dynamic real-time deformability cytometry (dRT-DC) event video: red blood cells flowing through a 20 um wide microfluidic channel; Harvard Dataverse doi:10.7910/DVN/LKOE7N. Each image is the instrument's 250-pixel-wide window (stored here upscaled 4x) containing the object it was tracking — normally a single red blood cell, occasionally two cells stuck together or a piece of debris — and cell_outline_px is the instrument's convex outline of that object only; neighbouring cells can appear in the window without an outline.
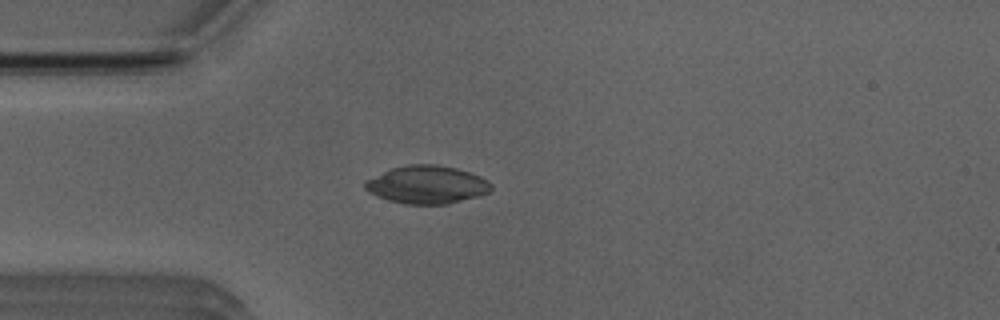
{"species": "Egyptian fruit bat (a non-hibernating species)", "species_latin": "Rousettus aegyptiacus", "temperature_condition": "room temperature", "stored_images_in_passage": 8, "camera_frame_rate_fps": 3000, "um_per_image_px": 0.085, "animal": {"sex": "male"}, "frame": {"image": 1, "passage_image": 1, "time_ms": 0.0, "image_size_px": [1000, 320], "cell_outline_px": [[492, 188], [488, 192], [480, 196], [448, 204], [404, 204], [388, 200], [368, 192], [364, 188], [364, 180], [392, 168], [408, 164], [436, 164], [456, 168], [480, 176], [488, 180], [492, 184]], "centroid_in_image_um": [36.29, 15.7], "position_along_channel_um": 48.7, "area_um2": 28.03}}
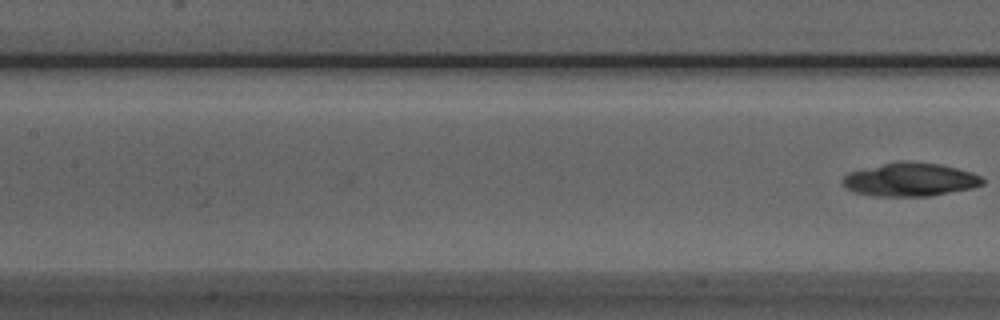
{"frame": {"image": 2, "passage_image": 8, "time_ms": 2.333, "image_size_px": [1000, 320], "cell_outline_px": [[984, 184], [972, 188], [928, 196], [872, 196], [856, 192], [844, 188], [840, 180], [848, 172], [892, 160], [908, 160], [940, 164], [972, 172], [980, 176], [984, 180]], "centroid_in_image_um": [77.3, 15.24], "position_along_channel_um": 130.1, "area_um2": 27.74}}